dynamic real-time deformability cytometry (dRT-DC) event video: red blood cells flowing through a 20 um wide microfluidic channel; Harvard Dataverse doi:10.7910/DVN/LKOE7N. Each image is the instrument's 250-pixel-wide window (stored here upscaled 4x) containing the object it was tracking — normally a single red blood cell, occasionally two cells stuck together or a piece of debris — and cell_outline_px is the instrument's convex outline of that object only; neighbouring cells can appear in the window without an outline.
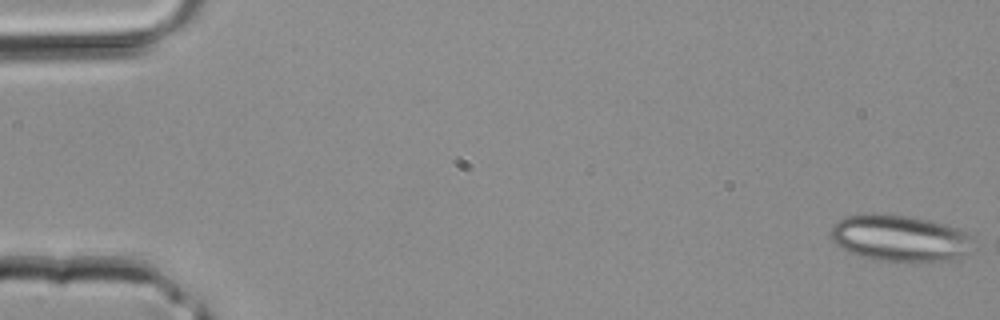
{"species": "common noctule bat (a hibernating species)", "species_latin": "Nyctalus noctula", "temperature_condition": "room temperature", "stored_images_in_passage": 7, "camera_frame_rate_fps": 3000, "um_per_image_px": 0.085, "animal": {"sex": "male", "body_mass_g": 20.4}, "frame": {"image": 1, "passage_image": 1, "time_ms": 0.0, "image_size_px": [1000, 320], "cell_outline_px": [[976, 252], [960, 260], [904, 264], [872, 260], [848, 252], [836, 244], [832, 240], [832, 224], [836, 220], [844, 216], [872, 212], [876, 212], [912, 216], [932, 220], [960, 228], [968, 232], [972, 236]], "centroid_in_image_um": [76.61, 20.28], "position_along_channel_um": 8.4, "area_um2": 41.04}}